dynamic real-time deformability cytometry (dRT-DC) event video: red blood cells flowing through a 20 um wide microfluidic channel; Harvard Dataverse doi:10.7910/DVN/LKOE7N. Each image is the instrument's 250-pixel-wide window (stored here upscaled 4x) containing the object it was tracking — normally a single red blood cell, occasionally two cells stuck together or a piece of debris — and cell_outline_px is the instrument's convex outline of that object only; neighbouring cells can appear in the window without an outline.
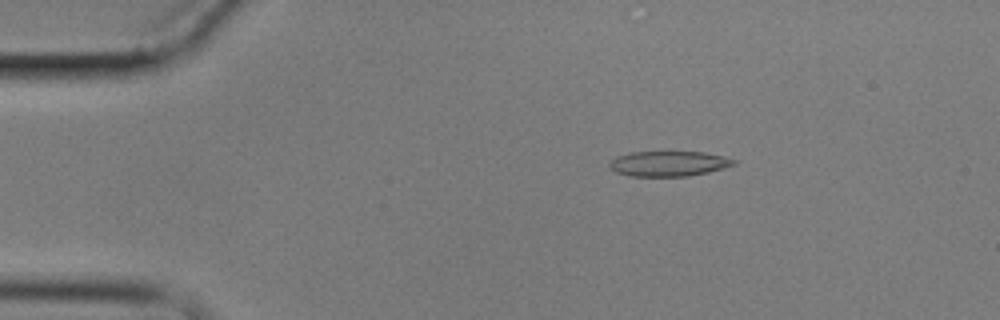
{"species": "common noctule bat (a hibernating species)", "species_latin": "Nyctalus noctula", "temperature_condition": "cold", "stored_images_in_passage": 4, "segment_of_instrument_passage": [1, 2], "camera_frame_rate_fps": 3000, "um_per_image_px": 0.085, "animal": {"sex": "male", "body_mass_g": 17.9}, "frame": {"image": 1, "passage_image": 1, "time_ms": 0.0, "image_size_px": [1000, 320], "cell_outline_px": [[736, 164], [708, 172], [688, 176], [628, 176], [616, 172], [608, 168], [608, 164], [616, 156], [632, 152], [704, 152], [724, 156], [736, 160]], "centroid_in_image_um": [56.81, 13.91], "position_along_channel_um": 28.2, "area_um2": 18.26}}